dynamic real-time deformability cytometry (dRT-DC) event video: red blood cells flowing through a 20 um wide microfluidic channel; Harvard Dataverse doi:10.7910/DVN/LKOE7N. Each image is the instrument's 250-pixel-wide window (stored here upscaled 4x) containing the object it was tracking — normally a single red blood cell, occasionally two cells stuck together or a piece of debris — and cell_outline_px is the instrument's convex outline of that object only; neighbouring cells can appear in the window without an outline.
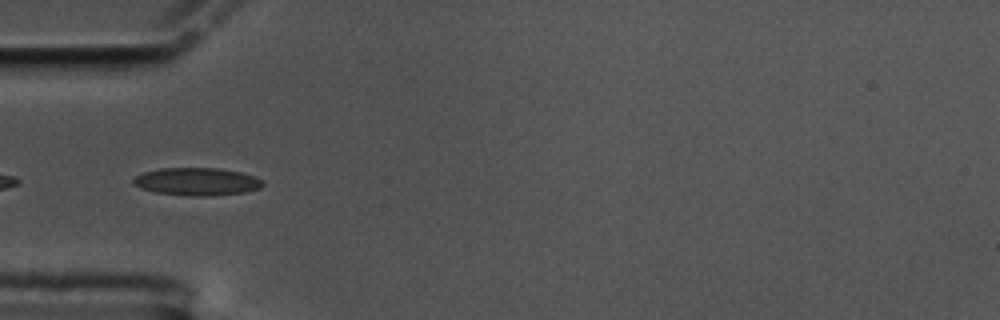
{"species": "common noctule bat (a hibernating species)", "species_latin": "Nyctalus noctula", "temperature_condition": "cold", "stored_images_in_passage": 10, "camera_frame_rate_fps": 3000, "um_per_image_px": 0.085, "animal": {"sex": "male", "body_mass_g": 17.5, "forearm_length_mm": 52.3}, "frame": {"image": 1, "passage_image": 2, "time_ms": 0.333, "image_size_px": [1000, 320], "cell_outline_px": [[264, 184], [260, 188], [244, 192], [212, 196], [188, 196], [156, 192], [140, 188], [132, 184], [132, 180], [136, 176], [144, 172], [160, 168], [220, 168], [240, 172], [264, 180]], "centroid_in_image_um": [16.73, 15.44], "position_along_channel_um": 68.3, "area_um2": 20.98}}